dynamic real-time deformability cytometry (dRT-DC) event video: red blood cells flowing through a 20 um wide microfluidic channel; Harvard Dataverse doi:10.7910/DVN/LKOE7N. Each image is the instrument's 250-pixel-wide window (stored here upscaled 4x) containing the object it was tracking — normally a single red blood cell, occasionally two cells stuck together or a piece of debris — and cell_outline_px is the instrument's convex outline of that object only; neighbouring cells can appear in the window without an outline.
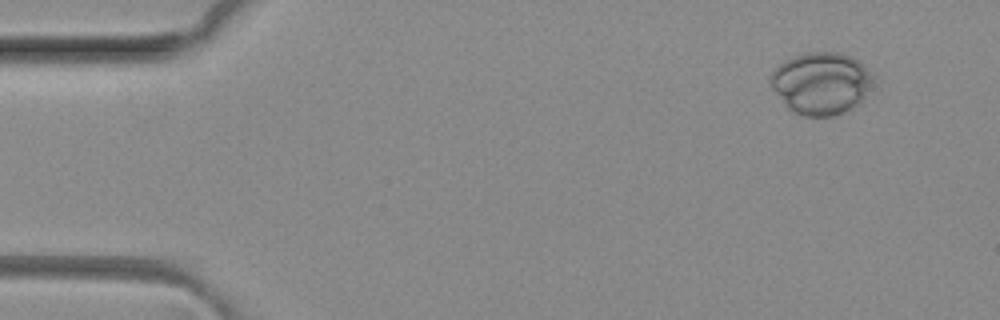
{"species": "common noctule bat (a hibernating species)", "species_latin": "Nyctalus noctula", "temperature_condition": "room temperature", "stored_images_in_passage": 5, "camera_frame_rate_fps": 3000, "um_per_image_px": 0.085, "animal": {"sex": "female", "body_mass_g": 29.2, "forearm_length_mm": 56.3}, "frame": {"image": 1, "passage_image": 1, "time_ms": 0.0, "image_size_px": [1000, 320], "cell_outline_px": [[876, 76], [860, 104], [844, 112], [832, 116], [804, 116], [792, 112], [784, 104], [772, 88], [768, 80], [768, 76], [784, 60], [792, 56], [804, 52], [840, 52], [856, 60]], "centroid_in_image_um": [69.77, 7.08], "position_along_channel_um": 15.2, "area_um2": 37.4}}